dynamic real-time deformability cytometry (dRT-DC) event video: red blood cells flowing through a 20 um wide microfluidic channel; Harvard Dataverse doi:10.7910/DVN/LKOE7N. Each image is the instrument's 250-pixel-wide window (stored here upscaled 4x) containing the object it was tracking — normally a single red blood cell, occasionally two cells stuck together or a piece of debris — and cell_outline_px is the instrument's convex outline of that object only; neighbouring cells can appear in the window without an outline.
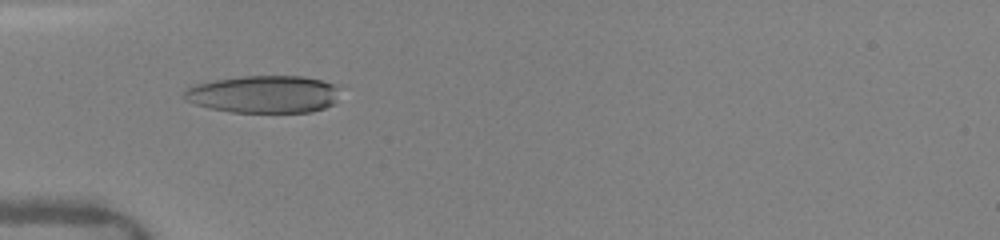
{"species": "human", "species_latin": "Homo sapiens", "temperature_condition": "warm", "stored_images_in_passage": 23, "camera_frame_rate_fps": 3000, "um_per_image_px": 0.085, "donor": {"sex": "female"}, "frame": {"image": 1, "passage_image": 10, "time_ms": 3.0, "image_size_px": [1000, 240], "cell_outline_px": [[336, 88], [332, 104], [324, 108], [312, 112], [232, 112], [208, 108], [196, 104], [188, 100], [184, 96], [184, 92], [188, 88], [196, 84], [212, 80], [240, 76], [304, 76], [336, 84]], "centroid_in_image_um": [22.38, 8.0], "position_along_channel_um": 62.6, "area_um2": 33.7}}
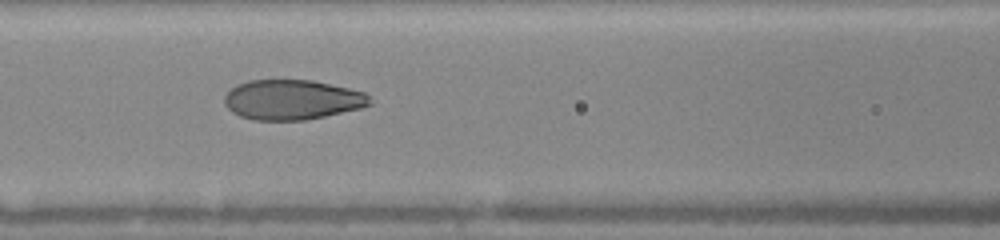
{"frame": {"image": 2, "passage_image": 16, "time_ms": 5.0, "image_size_px": [1000, 240], "cell_outline_px": [[372, 104], [360, 108], [324, 116], [304, 120], [256, 120], [240, 116], [232, 112], [224, 104], [224, 96], [236, 84], [248, 80], [312, 80], [348, 88], [364, 92], [368, 96]], "centroid_in_image_um": [24.8, 8.47], "position_along_channel_um": 141.8, "area_um2": 33.7}}
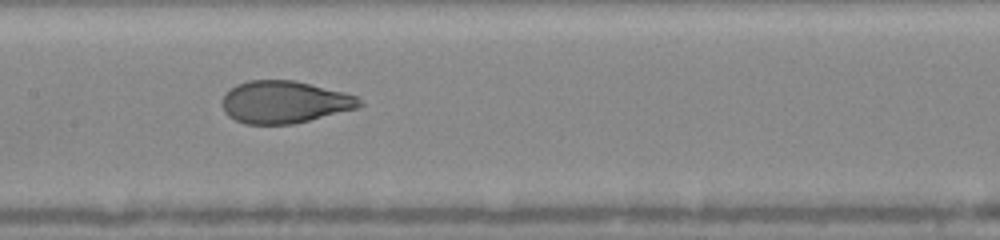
{"frame": {"image": 3, "passage_image": 22, "time_ms": 6.0, "image_size_px": [1000, 240], "cell_outline_px": [[364, 104], [356, 108], [292, 124], [244, 124], [228, 116], [224, 112], [224, 92], [228, 88], [236, 84], [248, 80], [296, 80], [344, 92], [356, 96]], "centroid_in_image_um": [24.14, 8.66], "position_along_channel_um": 183.3, "area_um2": 33.76}}